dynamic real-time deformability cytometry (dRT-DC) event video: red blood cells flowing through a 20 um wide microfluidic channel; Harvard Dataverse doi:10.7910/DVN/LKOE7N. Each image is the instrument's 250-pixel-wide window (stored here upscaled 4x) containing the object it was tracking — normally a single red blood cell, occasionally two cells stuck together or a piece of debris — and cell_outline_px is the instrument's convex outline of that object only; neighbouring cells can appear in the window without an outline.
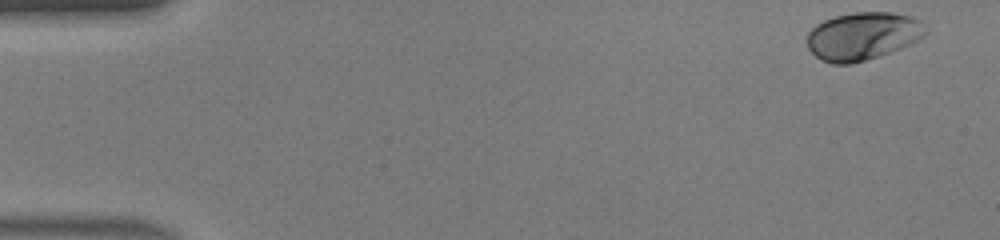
{"species": "human", "species_latin": "Homo sapiens", "temperature_condition": "warm", "stored_images_in_passage": 46, "camera_frame_rate_fps": 3000, "um_per_image_px": 0.085, "donor": {"sex": "male"}, "frame": {"image": 1, "passage_image": 1, "time_ms": 0.0, "image_size_px": [1000, 240], "cell_outline_px": [[928, 32], [924, 36], [912, 44], [892, 52], [852, 64], [832, 64], [820, 60], [808, 48], [808, 32], [816, 24], [824, 20], [836, 16], [856, 12], [892, 12], [912, 16], [920, 20]], "centroid_in_image_um": [73.36, 3.07], "position_along_channel_um": 11.6, "area_um2": 33.29}}
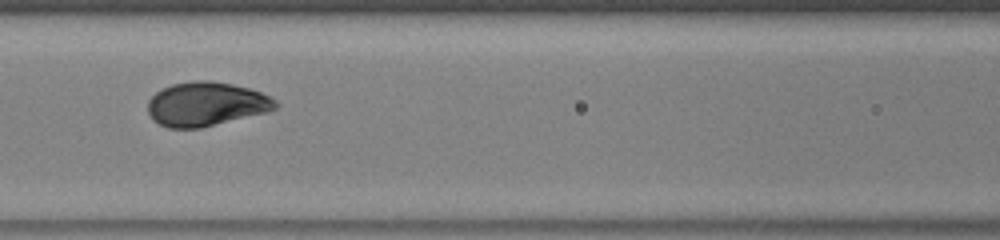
{"frame": {"image": 2, "passage_image": 20, "time_ms": 6.333, "image_size_px": [1000, 240], "cell_outline_px": [[280, 104], [276, 108], [268, 112], [200, 128], [168, 128], [152, 120], [148, 112], [148, 100], [156, 92], [172, 84], [196, 80], [212, 80], [232, 84], [248, 88], [260, 92], [276, 100]], "centroid_in_image_um": [17.52, 8.85], "position_along_channel_um": 149.1, "area_um2": 32.83}}
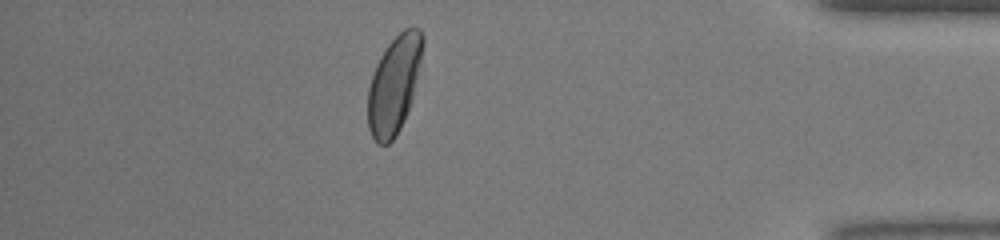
{"frame": {"image": 3, "passage_image": 40, "time_ms": 13.0, "image_size_px": [1000, 240], "cell_outline_px": [[424, 40], [420, 60], [412, 96], [408, 112], [396, 136], [388, 144], [376, 144], [368, 128], [368, 88], [376, 64], [380, 56], [388, 44], [404, 28], [420, 28], [424, 36]], "centroid_in_image_um": [33.48, 7.21], "position_along_channel_um": 401.7, "area_um2": 30.81}, "authors_computed_cell_mechanics": {"area_um2": 32.1946, "velocity_mm_per_s": 4.3857, "shape_relaxation_time_tau1_ms": 2.1861, "shape_relaxation_time_tau2_ms": null, "deformation_change_tau1": 0.1402, "deformation_change_tau2": null}}